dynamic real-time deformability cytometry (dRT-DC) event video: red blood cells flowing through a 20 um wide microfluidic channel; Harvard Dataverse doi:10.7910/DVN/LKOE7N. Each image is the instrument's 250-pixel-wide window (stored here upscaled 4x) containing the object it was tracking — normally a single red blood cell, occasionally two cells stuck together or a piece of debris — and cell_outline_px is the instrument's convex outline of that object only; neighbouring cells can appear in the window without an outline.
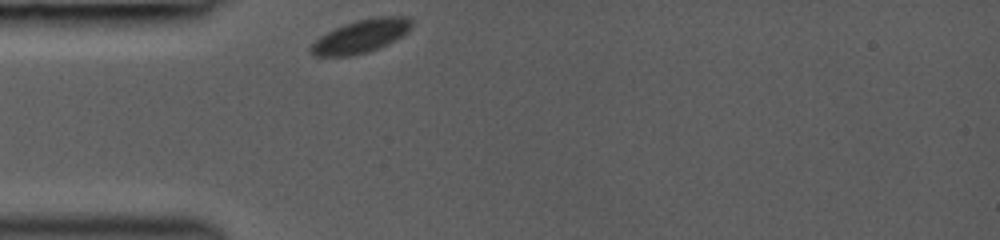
{"species": "common noctule bat (a hibernating species)", "species_latin": "Nyctalus noctula", "temperature_condition": "room temperature", "stored_images_in_passage": 29, "camera_frame_rate_fps": 3000, "um_per_image_px": 0.085, "animal": {"sex": "female", "body_mass_g": 19.0, "forearm_length_mm": 53.3}, "frame": {"image": 1, "passage_image": 1, "time_ms": 0.0, "image_size_px": [1000, 240], "cell_outline_px": [[412, 28], [408, 32], [368, 52], [352, 56], [316, 56], [308, 48], [320, 36], [344, 24], [356, 20], [376, 16], [408, 16], [412, 20]], "centroid_in_image_um": [30.69, 3.06], "position_along_channel_um": 54.3, "area_um2": 19.25}}
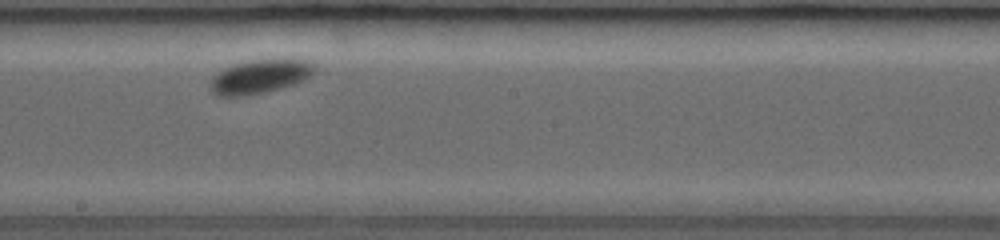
{"frame": {"image": 2, "passage_image": 15, "time_ms": 4.667, "image_size_px": [1000, 240], "cell_outline_px": [[316, 72], [304, 80], [296, 84], [248, 96], [220, 96], [212, 92], [208, 88], [208, 84], [212, 76], [224, 68], [236, 64], [252, 60], [304, 60], [316, 64]], "centroid_in_image_um": [22.07, 6.53], "position_along_channel_um": 226.1, "area_um2": 20.63}}
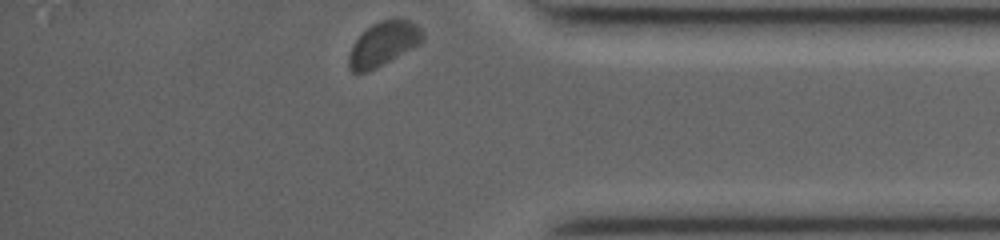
{"frame": {"image": 3, "passage_image": 29, "time_ms": 9.333, "image_size_px": [1000, 240], "cell_outline_px": [[424, 40], [420, 44], [376, 68], [364, 72], [352, 72], [348, 68], [348, 56], [352, 44], [372, 24], [380, 20], [396, 16], [408, 20], [416, 24], [424, 32]], "centroid_in_image_um": [32.61, 3.69], "position_along_channel_um": 402.6, "area_um2": 19.19}}